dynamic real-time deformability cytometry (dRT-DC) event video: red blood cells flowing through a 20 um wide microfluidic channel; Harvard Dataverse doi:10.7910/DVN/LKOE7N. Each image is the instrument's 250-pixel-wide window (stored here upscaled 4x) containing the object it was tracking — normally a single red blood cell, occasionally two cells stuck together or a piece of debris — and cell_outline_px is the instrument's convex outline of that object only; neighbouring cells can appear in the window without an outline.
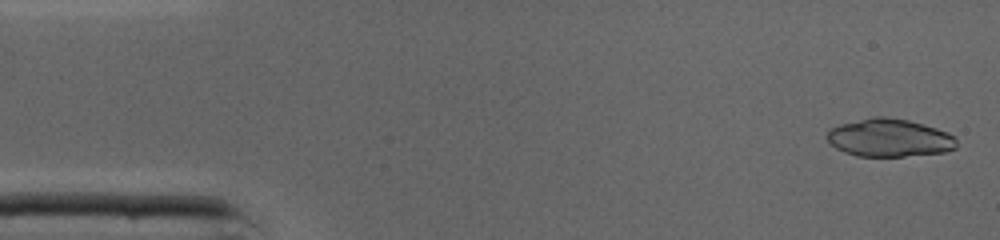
{"species": "common noctule bat (a hibernating species)", "species_latin": "Nyctalus noctula", "temperature_condition": "cold", "stored_images_in_passage": 45, "camera_frame_rate_fps": 3000, "um_per_image_px": 0.085, "animal": {"sex": "male", "body_mass_g": 19.0, "forearm_length_mm": 50.8}, "frame": {"image": 1, "passage_image": 2, "time_ms": 0.333, "image_size_px": [1000, 240], "cell_outline_px": [[956, 148], [944, 152], [904, 156], [856, 156], [844, 152], [836, 148], [824, 136], [832, 128], [840, 124], [872, 116], [884, 116], [908, 120], [936, 128], [948, 132], [956, 140]], "centroid_in_image_um": [75.57, 11.71], "position_along_channel_um": 9.4, "area_um2": 28.55}}
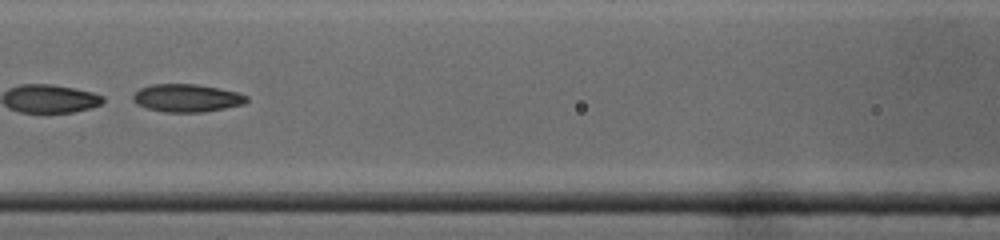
{"frame": {"image": 2, "passage_image": 20, "time_ms": 6.333, "image_size_px": [1000, 240], "cell_outline_px": [[248, 100], [244, 104], [204, 112], [164, 112], [148, 108], [132, 100], [132, 96], [140, 88], [152, 84], [196, 84], [220, 88], [236, 92], [248, 96]], "centroid_in_image_um": [15.9, 8.32], "position_along_channel_um": 150.7, "area_um2": 18.32}}
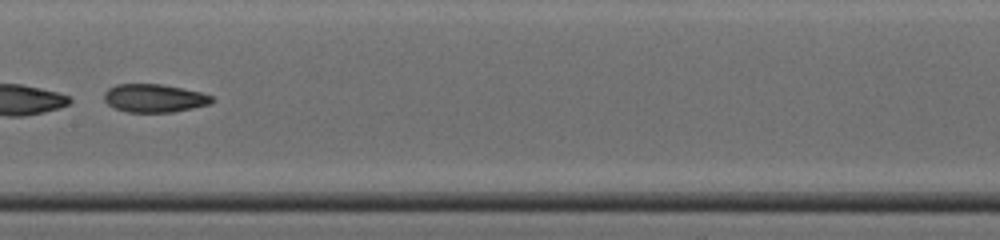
{"frame": {"image": 3, "passage_image": 23, "time_ms": 7.333, "image_size_px": [1000, 240], "cell_outline_px": [[216, 100], [212, 104], [172, 112], [128, 112], [116, 108], [108, 104], [104, 100], [104, 92], [108, 88], [116, 84], [160, 84], [200, 92], [212, 96]], "centroid_in_image_um": [13.13, 8.34], "position_along_channel_um": 194.3, "area_um2": 17.69}, "authors_computed_cell_mechanics": {"area_um2": 28.7844, "velocity_mm_per_s": 4.3572, "shape_relaxation_time_tau1_ms": null, "shape_relaxation_time_tau2_ms": 2.1859, "deformation_change_tau1": null, "deformation_change_tau2": 0.0743}}